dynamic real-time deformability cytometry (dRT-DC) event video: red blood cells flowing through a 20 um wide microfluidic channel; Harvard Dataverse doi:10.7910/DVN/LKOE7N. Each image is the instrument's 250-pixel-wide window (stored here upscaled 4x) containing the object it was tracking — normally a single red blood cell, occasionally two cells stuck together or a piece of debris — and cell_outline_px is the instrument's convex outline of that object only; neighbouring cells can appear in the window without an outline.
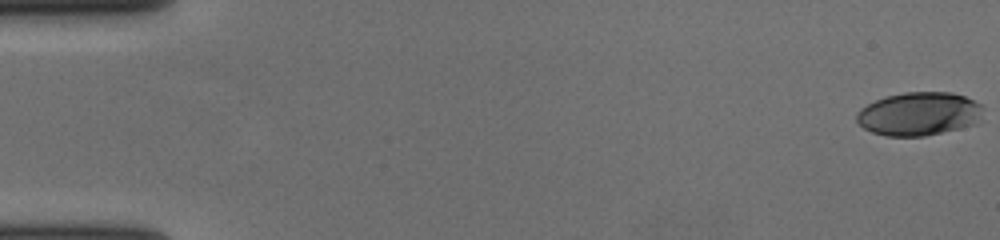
{"species": "human", "species_latin": "Homo sapiens", "temperature_condition": "cold", "stored_images_in_passage": 59, "camera_frame_rate_fps": 3000, "um_per_image_px": 0.085, "donor": {"sex": "female"}, "frame": {"image": 1, "passage_image": 1, "time_ms": 0.0, "image_size_px": [1000, 240], "cell_outline_px": [[980, 108], [976, 124], [960, 128], [924, 136], [888, 136], [872, 132], [864, 128], [856, 120], [856, 112], [860, 108], [884, 96], [904, 92], [952, 92], [964, 96], [980, 104]], "centroid_in_image_um": [78.05, 9.67], "position_along_channel_um": 6.9, "area_um2": 31.73}}
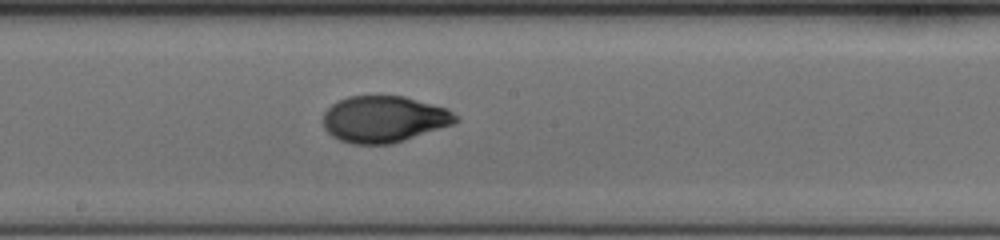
{"frame": {"image": 2, "passage_image": 33, "time_ms": 10.667, "image_size_px": [1000, 240], "cell_outline_px": [[460, 120], [452, 124], [392, 144], [352, 144], [340, 140], [332, 136], [324, 128], [324, 112], [336, 100], [348, 96], [404, 96], [448, 108], [460, 116]], "centroid_in_image_um": [32.65, 10.12], "position_along_channel_um": 215.6, "area_um2": 36.01}}
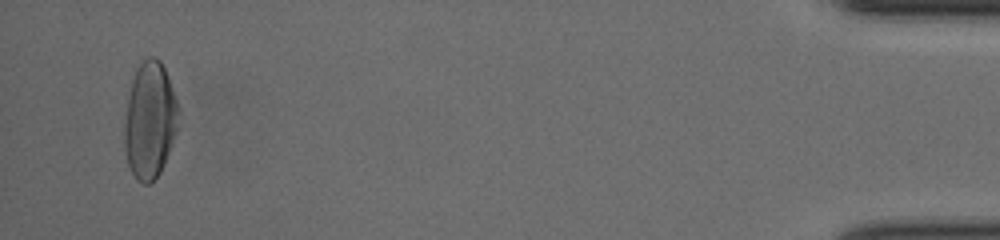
{"frame": {"image": 3, "passage_image": 57, "time_ms": 18.667, "image_size_px": [1000, 240], "cell_outline_px": [[180, 112], [176, 128], [168, 152], [160, 172], [148, 184], [144, 184], [136, 180], [128, 164], [124, 148], [124, 124], [128, 96], [132, 80], [136, 68], [148, 56], [156, 56], [160, 60], [164, 68], [176, 100]], "centroid_in_image_um": [12.71, 10.21], "position_along_channel_um": 422.5, "area_um2": 36.3}, "authors_computed_cell_mechanics": {"area_um2": 35.0268, "velocity_mm_per_s": 3.6245, "shape_relaxation_time_tau1_ms": 4.6823, "shape_relaxation_time_tau2_ms": 1.2523, "deformation_change_tau1": 0.211, "deformation_change_tau2": 0.0491}}